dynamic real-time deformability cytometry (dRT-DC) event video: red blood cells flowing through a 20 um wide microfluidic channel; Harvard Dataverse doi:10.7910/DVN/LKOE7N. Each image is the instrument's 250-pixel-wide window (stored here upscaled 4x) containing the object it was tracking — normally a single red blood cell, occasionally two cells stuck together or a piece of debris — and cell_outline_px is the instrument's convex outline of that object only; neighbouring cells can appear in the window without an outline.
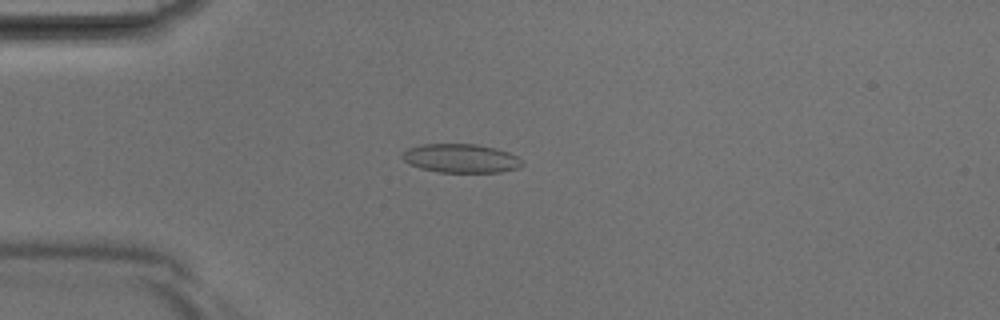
{"species": "Egyptian fruit bat (a non-hibernating species)", "species_latin": "Rousettus aegyptiacus", "temperature_condition": "room temperature", "stored_images_in_passage": 32, "camera_frame_rate_fps": 3000, "um_per_image_px": 0.085, "animal": {"sex": "male"}, "frame": {"image": 1, "passage_image": 2, "time_ms": 0.333, "image_size_px": [1000, 320], "cell_outline_px": [[524, 164], [520, 168], [500, 172], [440, 172], [420, 168], [404, 160], [400, 156], [408, 148], [424, 144], [476, 144], [496, 148], [508, 152], [516, 156]], "centroid_in_image_um": [39.2, 13.46], "position_along_channel_um": 45.8, "area_um2": 20.0}}
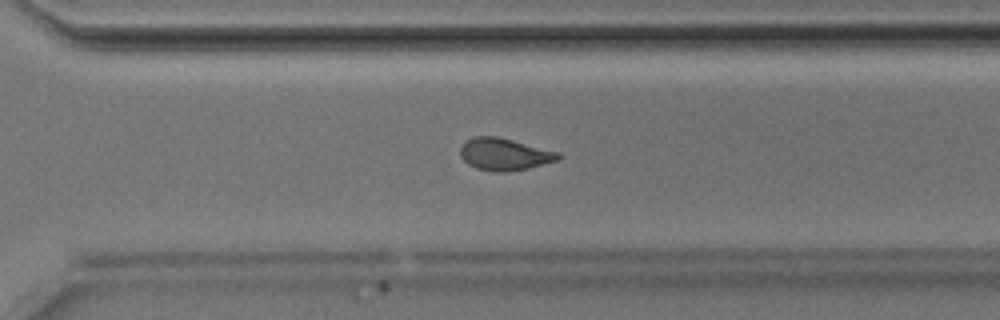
{"frame": {"image": 2, "passage_image": 20, "time_ms": 6.333, "image_size_px": [1000, 320], "cell_outline_px": [[560, 160], [528, 168], [508, 172], [492, 172], [476, 168], [468, 164], [460, 156], [460, 148], [464, 140], [472, 136], [496, 136], [560, 152]], "centroid_in_image_um": [42.85, 13.11], "position_along_channel_um": 327.7, "area_um2": 18.55}}
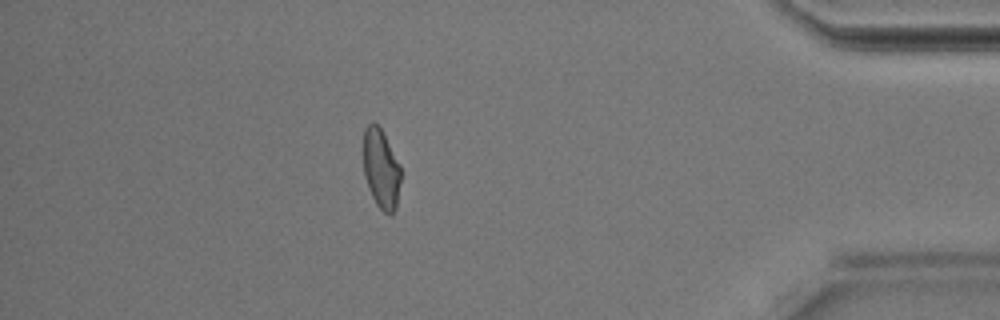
{"frame": {"image": 3, "passage_image": 27, "time_ms": 8.667, "image_size_px": [1000, 320], "cell_outline_px": [[400, 180], [396, 208], [388, 216], [376, 204], [372, 196], [364, 176], [364, 128], [368, 124], [376, 124], [384, 132], [400, 164]], "centroid_in_image_um": [32.4, 14.34], "position_along_channel_um": 402.8, "area_um2": 17.28}}